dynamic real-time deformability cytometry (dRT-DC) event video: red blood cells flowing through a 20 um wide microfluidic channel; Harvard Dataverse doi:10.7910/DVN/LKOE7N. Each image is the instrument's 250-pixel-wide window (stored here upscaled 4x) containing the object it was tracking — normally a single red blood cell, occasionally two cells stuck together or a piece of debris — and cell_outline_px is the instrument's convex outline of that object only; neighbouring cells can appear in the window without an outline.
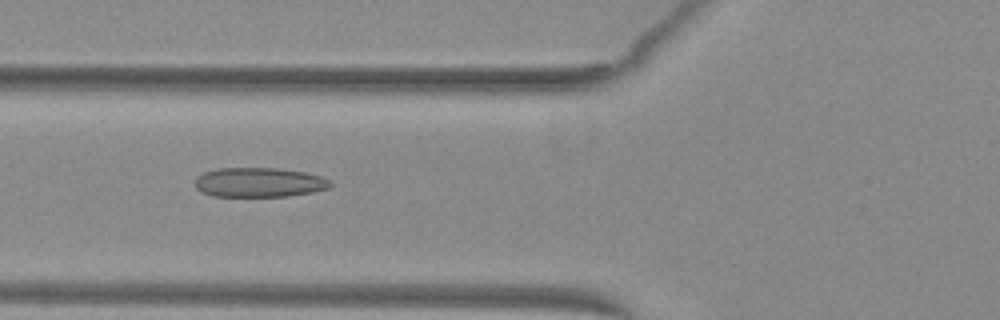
{"species": "common noctule bat (a hibernating species)", "species_latin": "Nyctalus noctula", "temperature_condition": "warm", "stored_images_in_passage": 52, "camera_frame_rate_fps": 3000, "um_per_image_px": 0.085, "animal": {"sex": "female", "body_mass_g": 29.2, "forearm_length_mm": 56.3}, "frame": {"image": 1, "passage_image": 21, "time_ms": 6.667, "image_size_px": [1000, 320], "cell_outline_px": [[332, 184], [328, 188], [312, 192], [288, 196], [212, 196], [196, 188], [192, 184], [196, 176], [204, 172], [216, 168], [276, 168], [304, 172], [320, 176], [328, 180]], "centroid_in_image_um": [21.96, 15.5], "position_along_channel_um": 103.8, "area_um2": 23.29}}
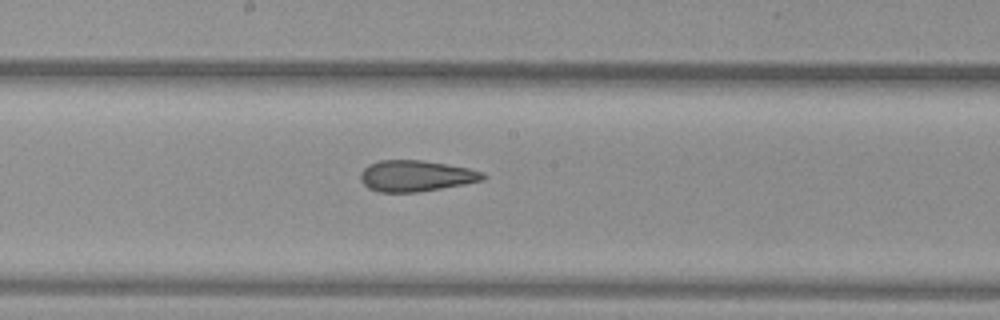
{"frame": {"image": 2, "passage_image": 29, "time_ms": 9.333, "image_size_px": [1000, 320], "cell_outline_px": [[488, 176], [484, 180], [464, 184], [416, 192], [380, 192], [368, 188], [360, 180], [360, 172], [368, 164], [380, 160], [420, 160], [468, 168], [484, 172]], "centroid_in_image_um": [35.34, 14.95], "position_along_channel_um": 212.9, "area_um2": 22.14}}
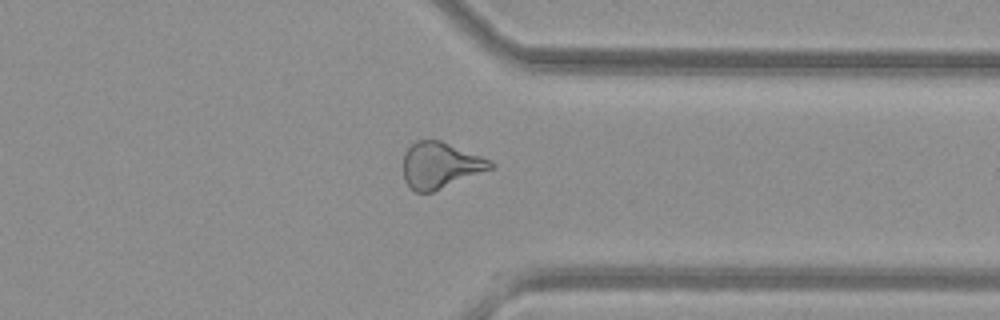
{"frame": {"image": 3, "passage_image": 41, "time_ms": 13.333, "image_size_px": [1000, 320], "cell_outline_px": [[496, 164], [492, 168], [432, 192], [416, 192], [404, 180], [404, 152], [416, 140], [440, 140], [480, 156]], "centroid_in_image_um": [37.39, 14.04], "position_along_channel_um": 374.0, "area_um2": 22.95}, "authors_computed_cell_mechanics": {"area_um2": 25.2875, "velocity_mm_per_s": 4.0746, "shape_relaxation_time_tau1_ms": null, "shape_relaxation_time_tau2_ms": 2.1543, "deformation_change_tau1": null, "deformation_change_tau2": 0.1156}}